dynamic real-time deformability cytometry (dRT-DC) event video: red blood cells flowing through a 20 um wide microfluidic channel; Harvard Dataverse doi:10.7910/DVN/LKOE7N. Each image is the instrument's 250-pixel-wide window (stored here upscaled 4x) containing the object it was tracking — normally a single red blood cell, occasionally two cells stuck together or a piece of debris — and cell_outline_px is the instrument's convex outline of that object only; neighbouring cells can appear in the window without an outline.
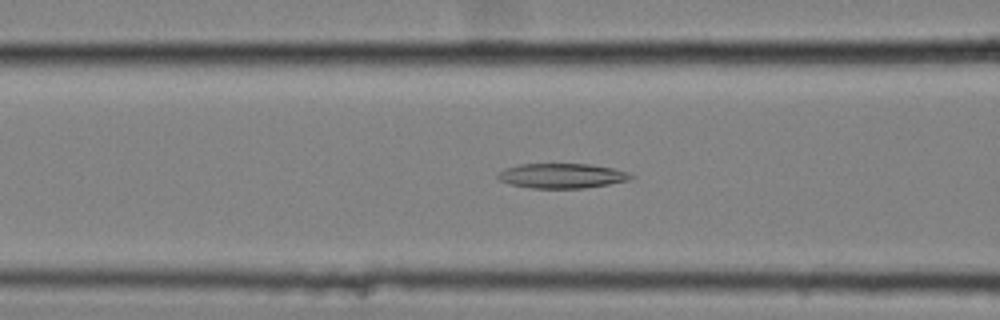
{"species": "common noctule bat (a hibernating species)", "species_latin": "Nyctalus noctula", "temperature_condition": "cold", "stored_images_in_passage": 56, "camera_frame_rate_fps": 3000, "um_per_image_px": 0.085, "animal": {"sex": "female", "body_mass_g": 25.1}, "frame": {"image": 1, "passage_image": 21, "time_ms": 6.667, "image_size_px": [1000, 320], "cell_outline_px": [[636, 176], [632, 180], [584, 188], [528, 188], [508, 184], [500, 180], [496, 176], [504, 168], [520, 164], [588, 164], [612, 168], [628, 172]], "centroid_in_image_um": [47.77, 14.95], "position_along_channel_um": 118.8, "area_um2": 19.36}}
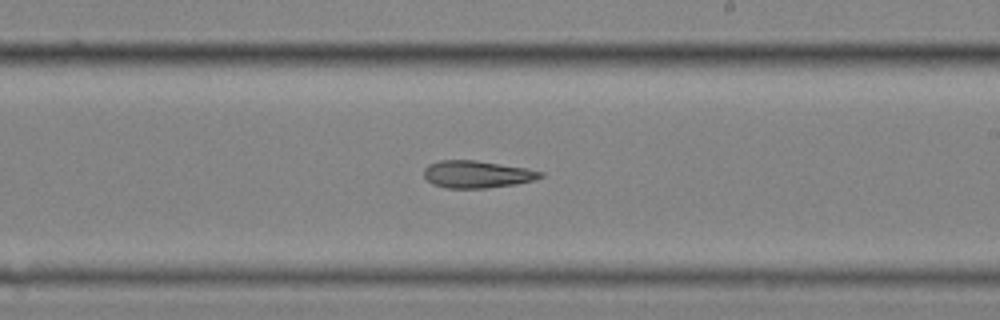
{"frame": {"image": 2, "passage_image": 32, "time_ms": 10.333, "image_size_px": [1000, 320], "cell_outline_px": [[544, 176], [536, 180], [516, 184], [488, 188], [448, 188], [432, 184], [424, 176], [424, 168], [428, 164], [440, 160], [476, 160], [524, 168], [544, 172]], "centroid_in_image_um": [40.55, 14.82], "position_along_channel_um": 248.5, "area_um2": 18.55}}
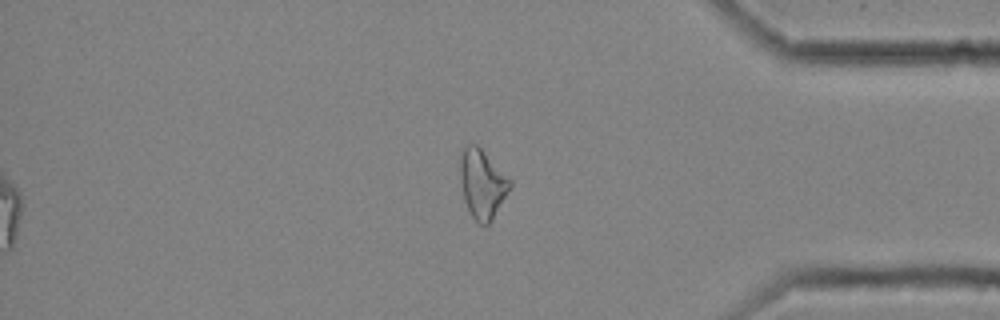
{"frame": {"image": 3, "passage_image": 46, "time_ms": 15.0, "image_size_px": [1000, 320], "cell_outline_px": [[512, 188], [492, 220], [488, 224], [480, 224], [468, 212], [464, 200], [460, 176], [460, 148], [468, 144], [476, 144], [512, 180]], "centroid_in_image_um": [41.0, 15.62], "position_along_channel_um": 394.2, "area_um2": 20.23}, "authors_computed_cell_mechanics": {"area_um2": 20.3167, "velocity_mm_per_s": 3.5368, "shape_relaxation_time_tau1_ms": null, "shape_relaxation_time_tau2_ms": 10.9092, "deformation_change_tau1": null, "deformation_change_tau2": 0.2563}}